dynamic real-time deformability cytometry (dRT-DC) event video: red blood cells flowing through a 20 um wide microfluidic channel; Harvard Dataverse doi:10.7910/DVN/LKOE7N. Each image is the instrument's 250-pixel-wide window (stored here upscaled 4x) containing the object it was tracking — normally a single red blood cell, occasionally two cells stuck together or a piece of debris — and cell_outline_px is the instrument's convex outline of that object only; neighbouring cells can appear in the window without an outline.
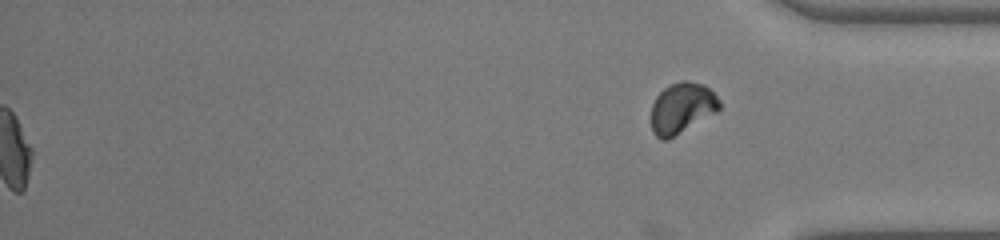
{"species": "common noctule bat (a hibernating species)", "species_latin": "Nyctalus noctula", "temperature_condition": "warm", "stored_images_in_passage": 37, "segment_of_instrument_passage": [2, 2], "camera_frame_rate_fps": 3000, "um_per_image_px": 0.085, "animal": {"sex": "male", "body_mass_g": 19.0, "forearm_length_mm": 50.8}, "frame": {"image": 1, "passage_image": 37, "time_ms": 12.0, "image_size_px": [1000, 240], "cell_outline_px": [[720, 108], [716, 112], [668, 140], [660, 140], [652, 132], [652, 104], [656, 96], [668, 84], [680, 80], [688, 80], [704, 84], [720, 100]], "centroid_in_image_um": [57.94, 9.17], "position_along_channel_um": 377.3, "area_um2": 20.29}}